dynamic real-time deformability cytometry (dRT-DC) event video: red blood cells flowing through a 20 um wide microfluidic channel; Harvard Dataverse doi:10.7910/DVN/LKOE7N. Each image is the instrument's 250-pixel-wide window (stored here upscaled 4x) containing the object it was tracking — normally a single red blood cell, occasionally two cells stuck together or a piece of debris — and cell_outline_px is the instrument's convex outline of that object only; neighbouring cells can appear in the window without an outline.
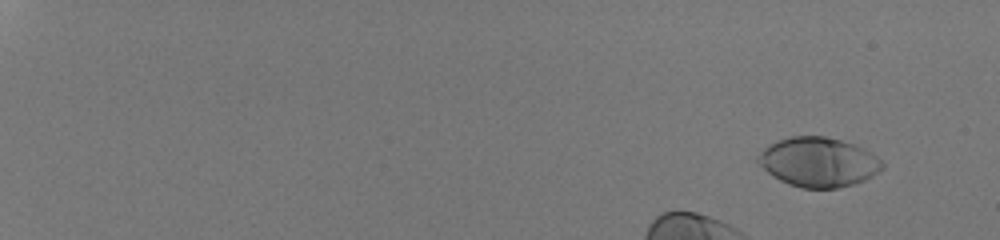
{"species": "human", "species_latin": "Homo sapiens", "temperature_condition": "room temperature", "stored_images_in_passage": 47, "camera_frame_rate_fps": 3000, "um_per_image_px": 0.085, "donor": {"sex": "male"}, "frame": {"image": 1, "passage_image": 6, "time_ms": 1.667, "image_size_px": [1000, 240], "cell_outline_px": [[884, 168], [872, 176], [856, 184], [836, 188], [800, 188], [788, 184], [772, 176], [756, 164], [756, 156], [768, 144], [776, 140], [792, 136], [824, 136], [856, 144], [864, 148], [876, 156], [884, 164]], "centroid_in_image_um": [69.53, 13.78], "position_along_channel_um": 15.5, "area_um2": 36.24}}
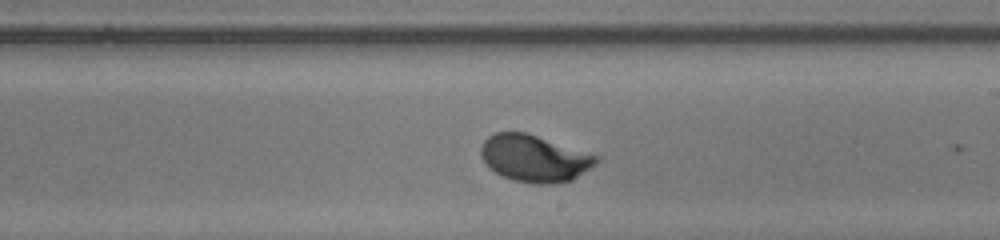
{"frame": {"image": 2, "passage_image": 34, "time_ms": 11.0, "image_size_px": [1000, 240], "cell_outline_px": [[600, 160], [596, 164], [572, 180], [548, 184], [532, 184], [512, 180], [488, 168], [480, 156], [480, 148], [484, 140], [488, 136], [496, 132], [524, 132], [600, 156]], "centroid_in_image_um": [45.4, 13.47], "position_along_channel_um": 243.6, "area_um2": 31.5}}
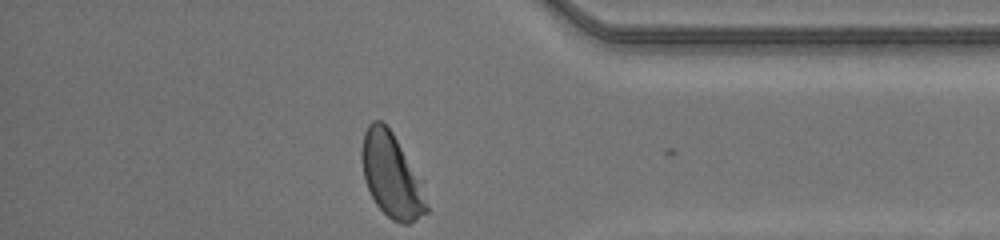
{"frame": {"image": 3, "passage_image": 46, "time_ms": 15.0, "image_size_px": [1000, 240], "cell_outline_px": [[428, 212], [408, 224], [400, 224], [392, 220], [376, 204], [368, 188], [364, 176], [360, 156], [360, 148], [364, 132], [368, 124], [372, 120], [380, 120], [392, 132], [416, 180], [428, 208]], "centroid_in_image_um": [33.17, 14.92], "position_along_channel_um": 402.0, "area_um2": 30.17}}